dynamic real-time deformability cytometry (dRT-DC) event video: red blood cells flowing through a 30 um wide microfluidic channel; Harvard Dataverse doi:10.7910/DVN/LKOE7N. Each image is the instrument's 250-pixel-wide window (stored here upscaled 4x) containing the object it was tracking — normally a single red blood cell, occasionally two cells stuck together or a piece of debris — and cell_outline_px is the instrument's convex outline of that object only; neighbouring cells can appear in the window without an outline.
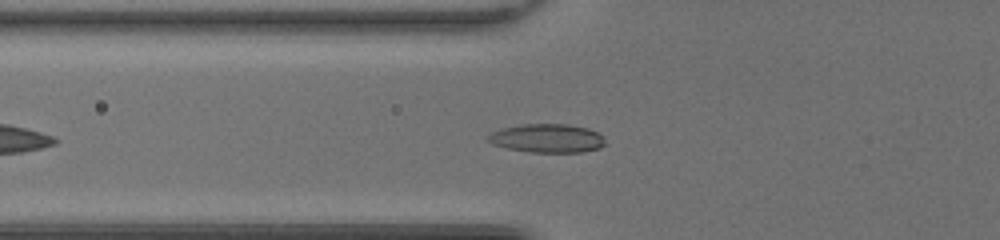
{"species": "common noctule bat (a hibernating species)", "species_latin": "Nyctalus noctula", "temperature_condition": "room temperature", "stored_images_in_passage": 33, "camera_frame_rate_fps": 3000, "um_per_image_px": 0.085, "animal": {"sex": "female", "body_mass_g": 20.0, "forearm_length_mm": 54.0}, "frame": {"image": 1, "passage_image": 8, "time_ms": 2.333, "image_size_px": [1000, 240], "cell_outline_px": [[604, 144], [600, 148], [580, 152], [528, 152], [508, 148], [492, 144], [484, 140], [484, 136], [500, 128], [524, 124], [568, 124], [588, 128], [604, 136]], "centroid_in_image_um": [46.45, 11.75], "position_along_channel_um": 79.3, "area_um2": 19.77}}
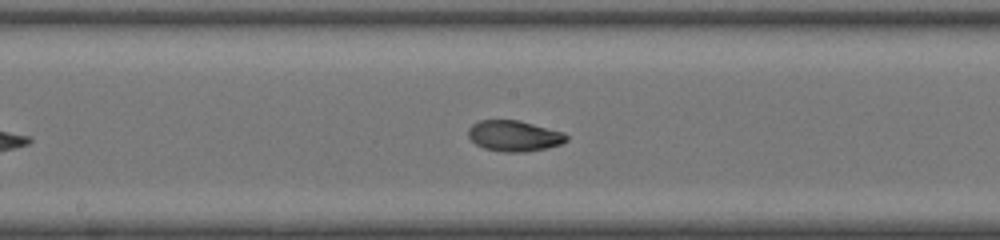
{"frame": {"image": 2, "passage_image": 17, "time_ms": 5.333, "image_size_px": [1000, 240], "cell_outline_px": [[568, 140], [560, 144], [548, 148], [524, 152], [504, 152], [484, 148], [476, 144], [468, 136], [468, 128], [472, 124], [480, 120], [520, 120], [564, 132], [568, 136]], "centroid_in_image_um": [43.71, 11.54], "position_along_channel_um": 204.5, "area_um2": 17.74}}
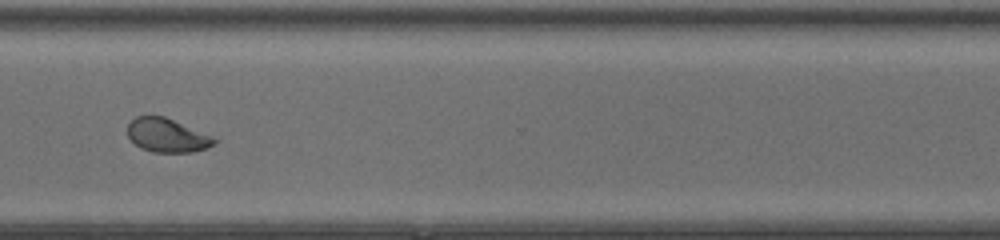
{"frame": {"image": 3, "passage_image": 28, "time_ms": 9.0, "image_size_px": [1000, 240], "cell_outline_px": [[220, 140], [208, 148], [192, 152], [152, 152], [140, 148], [128, 136], [128, 124], [136, 116], [164, 116]], "centroid_in_image_um": [14.2, 11.52], "position_along_channel_um": 356.4, "area_um2": 16.88}, "authors_computed_cell_mechanics": {"area_um2": 17.5712, "velocity_mm_per_s": 4.1508, "shape_relaxation_time_tau1_ms": 3.9018, "shape_relaxation_time_tau2_ms": 1.9573, "deformation_change_tau1": 0.16, "deformation_change_tau2": 0.062}}